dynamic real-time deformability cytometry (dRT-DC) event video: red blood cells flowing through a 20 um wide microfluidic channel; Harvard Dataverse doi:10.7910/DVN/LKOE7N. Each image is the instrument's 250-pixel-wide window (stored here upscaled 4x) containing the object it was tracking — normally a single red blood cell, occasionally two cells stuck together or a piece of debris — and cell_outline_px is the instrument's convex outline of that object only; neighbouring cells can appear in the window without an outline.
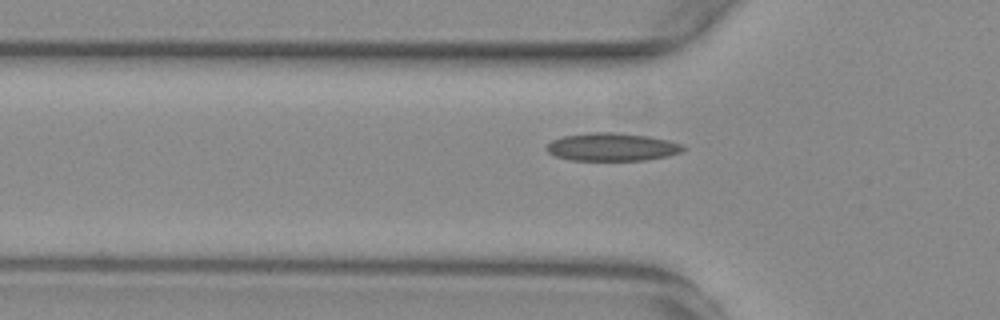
{"species": "common noctule bat (a hibernating species)", "species_latin": "Nyctalus noctula", "temperature_condition": "warm", "stored_images_in_passage": 33, "camera_frame_rate_fps": 3000, "um_per_image_px": 0.085, "animal": {"sex": "female", "body_mass_g": 29.2, "forearm_length_mm": 56.3}, "frame": {"image": 1, "passage_image": 6, "time_ms": 1.667, "image_size_px": [1000, 320], "cell_outline_px": [[688, 148], [680, 152], [664, 156], [644, 160], [572, 160], [556, 156], [548, 152], [544, 148], [552, 140], [564, 136], [592, 132], [616, 132], [648, 136], [668, 140], [684, 144]], "centroid_in_image_um": [52.03, 12.48], "position_along_channel_um": 73.8, "area_um2": 22.2}}
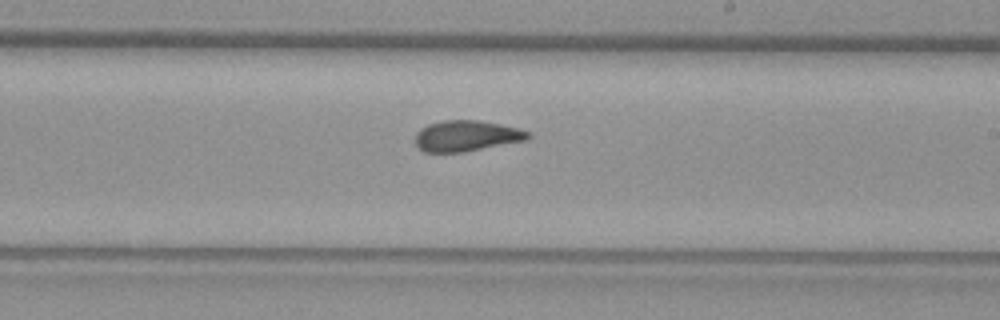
{"frame": {"image": 2, "passage_image": 20, "time_ms": 6.333, "image_size_px": [1000, 320], "cell_outline_px": [[532, 136], [524, 140], [464, 152], [424, 152], [416, 144], [416, 132], [420, 128], [428, 124], [444, 120], [476, 120], [500, 124], [532, 132]], "centroid_in_image_um": [39.64, 11.54], "position_along_channel_um": 249.4, "area_um2": 20.11}}
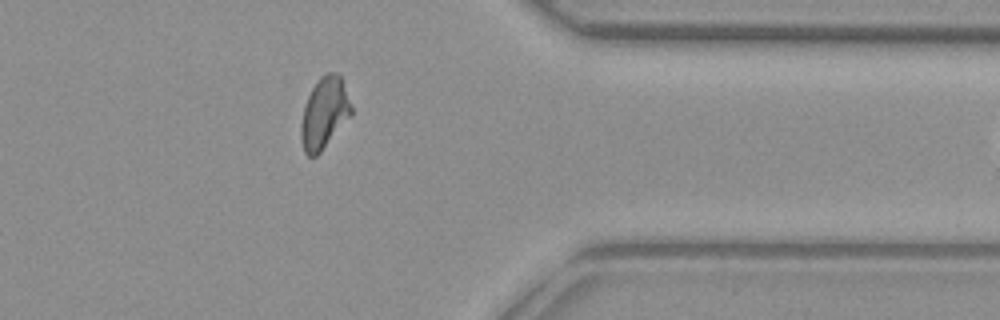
{"frame": {"image": 3, "passage_image": 32, "time_ms": 10.333, "image_size_px": [1000, 320], "cell_outline_px": [[352, 116], [320, 152], [316, 156], [308, 156], [304, 152], [300, 136], [300, 124], [304, 108], [308, 96], [312, 88], [320, 76], [328, 72], [336, 72], [340, 76], [352, 108]], "centroid_in_image_um": [27.56, 9.63], "position_along_channel_um": 383.8, "area_um2": 20.81}}